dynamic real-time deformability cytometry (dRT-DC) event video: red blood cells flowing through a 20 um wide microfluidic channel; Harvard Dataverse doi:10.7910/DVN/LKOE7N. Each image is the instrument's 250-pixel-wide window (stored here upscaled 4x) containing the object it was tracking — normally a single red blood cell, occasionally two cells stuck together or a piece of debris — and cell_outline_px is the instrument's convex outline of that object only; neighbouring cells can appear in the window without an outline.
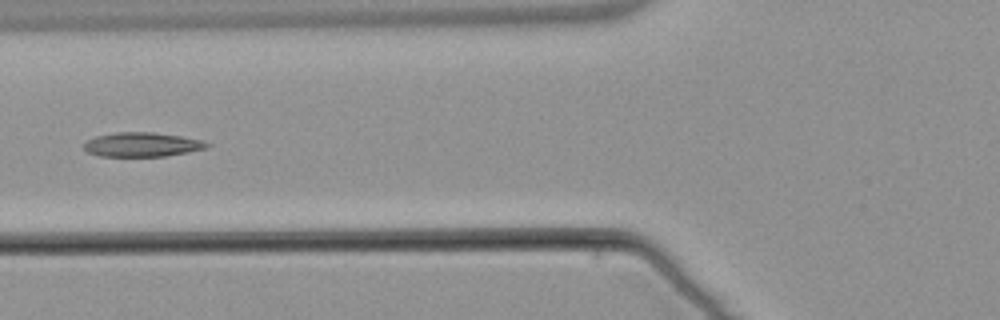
{"species": "common noctule bat (a hibernating species)", "species_latin": "Nyctalus noctula", "temperature_condition": "warm", "stored_images_in_passage": 5, "camera_frame_rate_fps": 3000, "um_per_image_px": 0.085, "animal": {"sex": "male", "body_mass_g": 21.5, "forearm_length_mm": 52.0}, "frame": {"image": 1, "passage_image": 5, "time_ms": 6.0, "image_size_px": [1000, 320], "cell_outline_px": [[212, 144], [204, 148], [188, 152], [164, 156], [100, 156], [88, 152], [84, 148], [84, 144], [88, 140], [96, 136], [116, 132], [152, 132], [180, 136], [204, 140]], "centroid_in_image_um": [12.09, 12.28], "position_along_channel_um": 113.7, "area_um2": 17.28}}